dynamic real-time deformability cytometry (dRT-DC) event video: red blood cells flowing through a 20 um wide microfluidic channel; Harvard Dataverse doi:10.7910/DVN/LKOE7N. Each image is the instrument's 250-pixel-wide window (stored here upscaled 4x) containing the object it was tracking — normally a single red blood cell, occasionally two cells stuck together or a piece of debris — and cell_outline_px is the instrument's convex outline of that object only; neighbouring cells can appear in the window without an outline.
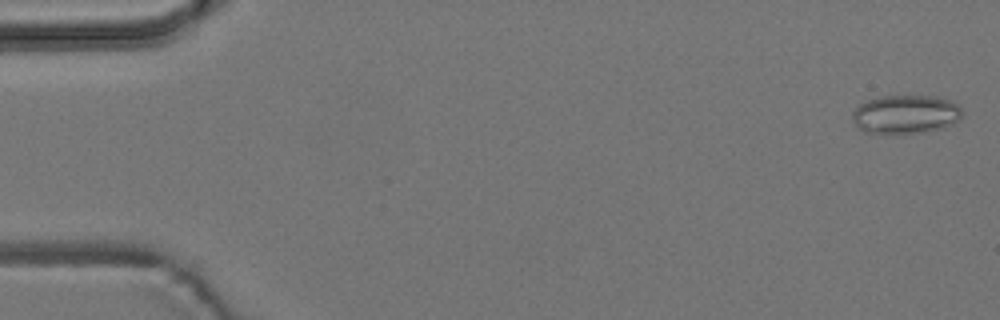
{"species": "common noctule bat (a hibernating species)", "species_latin": "Nyctalus noctula", "temperature_condition": "room temperature", "stored_images_in_passage": 55, "camera_frame_rate_fps": 3000, "um_per_image_px": 0.085, "animal": {"sex": "male", "body_mass_g": 19.2, "forearm_length_mm": 51.8}, "frame": {"image": 1, "passage_image": 2, "time_ms": 0.333, "image_size_px": [1000, 320], "cell_outline_px": [[960, 120], [944, 128], [924, 132], [892, 136], [864, 132], [856, 128], [852, 120], [852, 112], [860, 104], [868, 100], [884, 96], [936, 96], [960, 104]], "centroid_in_image_um": [76.94, 9.76], "position_along_channel_um": 8.1, "area_um2": 25.43}}
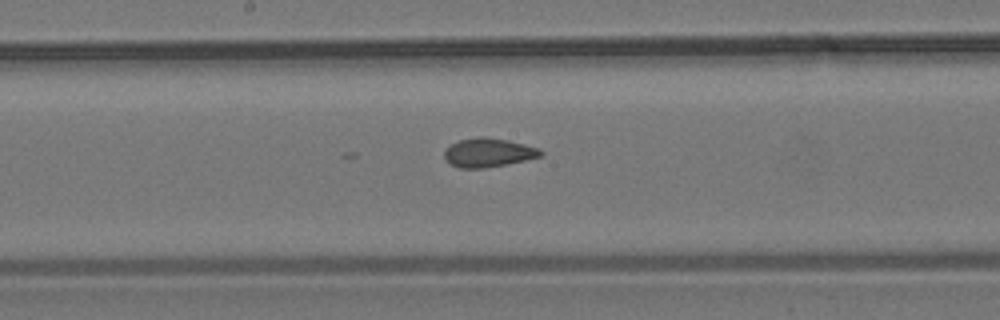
{"frame": {"image": 2, "passage_image": 29, "time_ms": 9.333, "image_size_px": [1000, 320], "cell_outline_px": [[544, 156], [484, 168], [460, 168], [448, 164], [444, 156], [444, 152], [452, 144], [460, 140], [480, 136], [484, 136], [508, 140], [540, 148], [544, 152]], "centroid_in_image_um": [41.53, 12.97], "position_along_channel_um": 206.7, "area_um2": 16.18}}
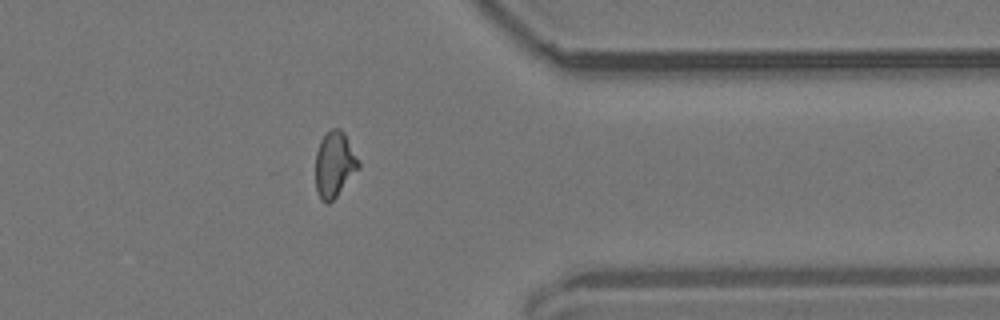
{"frame": {"image": 3, "passage_image": 44, "time_ms": 14.333, "image_size_px": [1000, 320], "cell_outline_px": [[360, 168], [336, 196], [328, 204], [324, 204], [320, 200], [316, 192], [316, 152], [320, 140], [332, 128], [340, 128], [344, 132], [360, 164]], "centroid_in_image_um": [28.41, 14.0], "position_along_channel_um": 383.0, "area_um2": 16.42}, "authors_computed_cell_mechanics": {"area_um2": 16.4152, "velocity_mm_per_s": 3.7932, "shape_relaxation_time_tau1_ms": 4.9727, "shape_relaxation_time_tau2_ms": 1.4895, "deformation_change_tau1": 0.1045, "deformation_change_tau2": 0.0681}}